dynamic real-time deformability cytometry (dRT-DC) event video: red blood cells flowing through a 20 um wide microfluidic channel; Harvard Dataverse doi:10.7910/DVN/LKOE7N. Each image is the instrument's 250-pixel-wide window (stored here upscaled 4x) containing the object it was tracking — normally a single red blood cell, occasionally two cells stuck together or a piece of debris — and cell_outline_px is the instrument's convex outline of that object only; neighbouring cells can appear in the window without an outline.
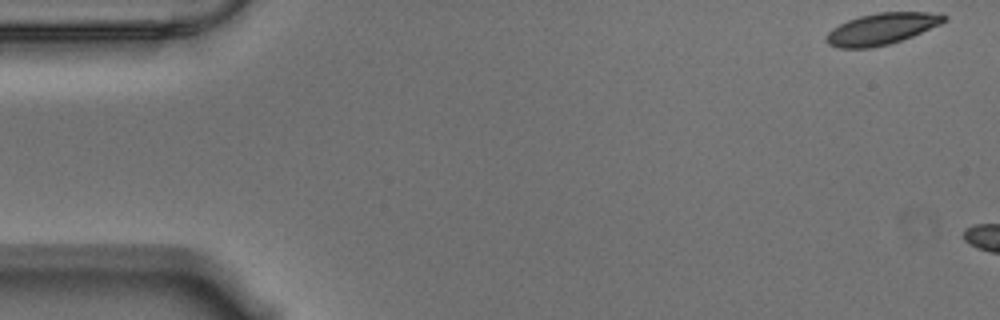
{"species": "Egyptian fruit bat (a non-hibernating species)", "species_latin": "Rousettus aegyptiacus", "temperature_condition": "warm", "stored_images_in_passage": 5, "camera_frame_rate_fps": 3000, "um_per_image_px": 0.085, "animal": {"sex": "male"}, "frame": {"image": 1, "passage_image": 1, "time_ms": 0.0, "image_size_px": [1000, 320], "cell_outline_px": [[948, 16], [940, 24], [912, 36], [888, 44], [872, 48], [840, 48], [828, 44], [824, 40], [824, 36], [832, 28], [848, 20], [860, 16], [876, 12], [940, 12]], "centroid_in_image_um": [74.92, 2.44], "position_along_channel_um": 10.1, "area_um2": 21.62}}